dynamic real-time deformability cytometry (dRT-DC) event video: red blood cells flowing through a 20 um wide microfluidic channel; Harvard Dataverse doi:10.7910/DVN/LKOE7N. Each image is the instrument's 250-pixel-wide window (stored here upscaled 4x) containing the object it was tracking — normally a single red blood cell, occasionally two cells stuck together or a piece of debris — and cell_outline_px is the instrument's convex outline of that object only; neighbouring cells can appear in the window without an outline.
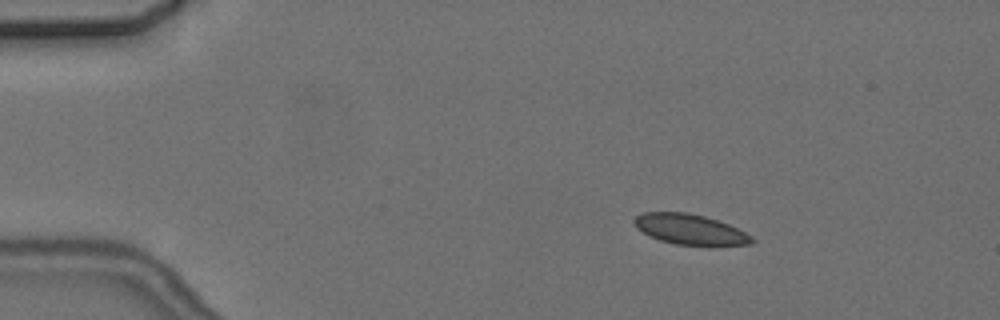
{"species": "common noctule bat (a hibernating species)", "species_latin": "Nyctalus noctula", "temperature_condition": "cold", "stored_images_in_passage": 5, "camera_frame_rate_fps": 3000, "um_per_image_px": 0.085, "animal": {"sex": "female", "body_mass_g": 24.6, "forearm_length_mm": 56.2}, "frame": {"image": 1, "passage_image": 3, "time_ms": 2.333, "image_size_px": [1000, 320], "cell_outline_px": [[756, 240], [752, 244], [676, 244], [660, 240], [636, 228], [632, 220], [636, 216], [644, 212], [688, 212], [704, 216], [728, 224], [752, 236]], "centroid_in_image_um": [58.62, 19.47], "position_along_channel_um": 26.4, "area_um2": 20.29}}